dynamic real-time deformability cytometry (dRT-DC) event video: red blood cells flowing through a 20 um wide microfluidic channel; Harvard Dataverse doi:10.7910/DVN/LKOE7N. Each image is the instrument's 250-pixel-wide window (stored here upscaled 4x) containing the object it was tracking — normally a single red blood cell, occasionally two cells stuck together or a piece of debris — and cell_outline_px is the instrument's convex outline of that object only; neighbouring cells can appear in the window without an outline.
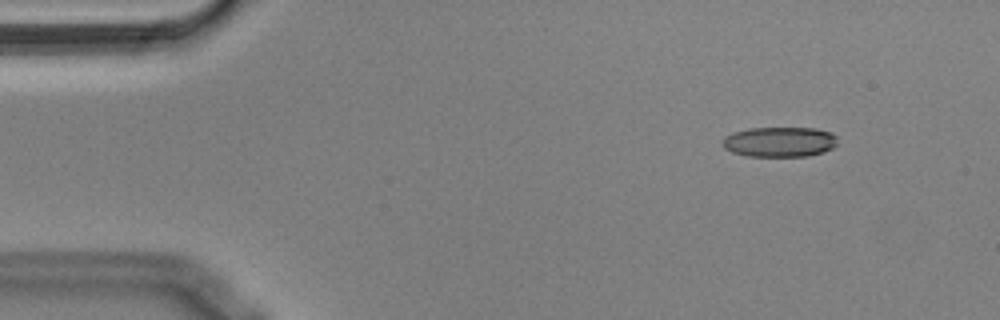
{"species": "Egyptian fruit bat (a non-hibernating species)", "species_latin": "Rousettus aegyptiacus", "temperature_condition": "cold", "stored_images_in_passage": 19, "camera_frame_rate_fps": 3000, "um_per_image_px": 0.085, "animal": {"sex": "male"}, "frame": {"image": 1, "passage_image": 6, "time_ms": 1.667, "image_size_px": [1000, 320], "cell_outline_px": [[836, 144], [832, 148], [824, 152], [808, 156], [748, 156], [732, 152], [724, 148], [720, 144], [720, 140], [724, 136], [732, 132], [748, 128], [816, 128], [832, 132], [836, 136]], "centroid_in_image_um": [66.22, 12.05], "position_along_channel_um": 18.8, "area_um2": 20.46}}
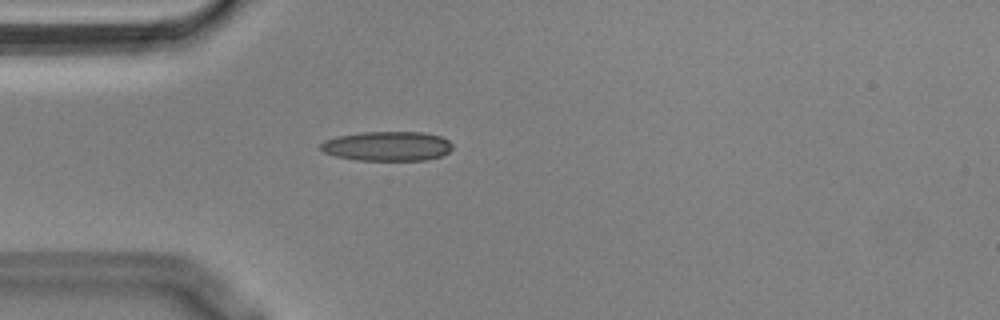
{"frame": {"image": 2, "passage_image": 15, "time_ms": 4.667, "image_size_px": [1000, 320], "cell_outline_px": [[452, 148], [444, 156], [428, 160], [356, 160], [336, 156], [324, 152], [320, 148], [320, 144], [324, 140], [336, 136], [360, 132], [424, 132], [440, 136], [448, 140], [452, 144]], "centroid_in_image_um": [32.93, 12.42], "position_along_channel_um": 52.1, "area_um2": 22.89}}